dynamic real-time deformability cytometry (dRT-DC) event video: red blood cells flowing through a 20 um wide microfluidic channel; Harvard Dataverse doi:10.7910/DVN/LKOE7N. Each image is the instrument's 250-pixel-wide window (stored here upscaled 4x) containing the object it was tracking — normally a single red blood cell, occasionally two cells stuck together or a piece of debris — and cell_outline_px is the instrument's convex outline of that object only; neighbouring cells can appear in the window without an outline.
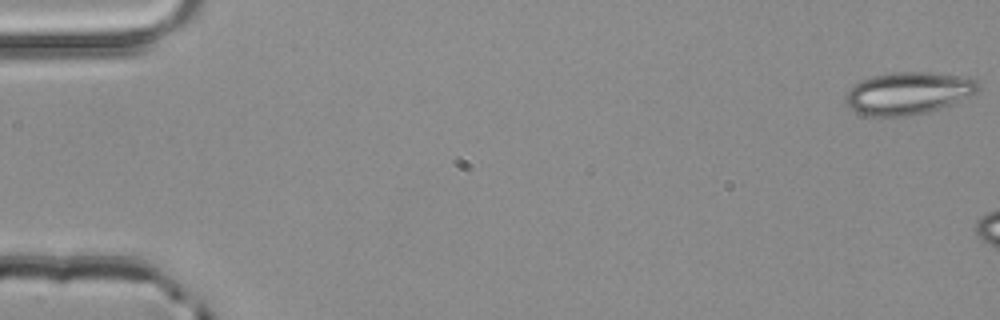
{"species": "common noctule bat (a hibernating species)", "species_latin": "Nyctalus noctula", "temperature_condition": "room temperature", "stored_images_in_passage": 3, "camera_frame_rate_fps": 3000, "um_per_image_px": 0.085, "animal": {"sex": "male", "body_mass_g": 20.4}, "frame": {"image": 1, "passage_image": 1, "time_ms": 0.0, "image_size_px": [1000, 320], "cell_outline_px": [[980, 88], [972, 96], [952, 104], [928, 112], [908, 116], [868, 116], [856, 112], [844, 100], [844, 96], [848, 88], [860, 80], [872, 76], [896, 72], [928, 72], [960, 76], [980, 80]], "centroid_in_image_um": [77.21, 7.92], "position_along_channel_um": 7.8, "area_um2": 33.0}}